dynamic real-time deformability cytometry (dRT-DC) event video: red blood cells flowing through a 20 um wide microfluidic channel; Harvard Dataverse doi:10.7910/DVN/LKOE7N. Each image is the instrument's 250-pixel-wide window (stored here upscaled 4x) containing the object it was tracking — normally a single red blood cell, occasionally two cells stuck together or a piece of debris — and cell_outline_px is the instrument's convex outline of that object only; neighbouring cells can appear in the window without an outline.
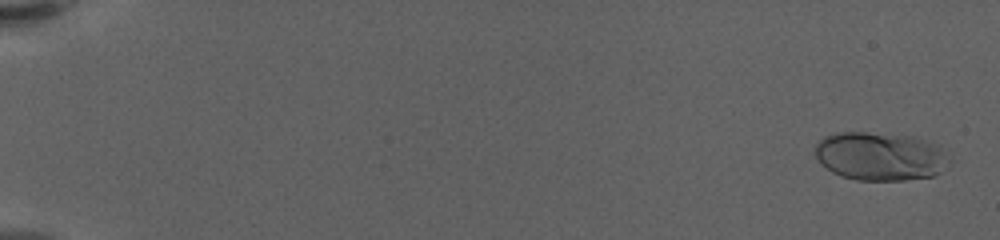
{"species": "human", "species_latin": "Homo sapiens", "temperature_condition": "warm", "stored_images_in_passage": 61, "camera_frame_rate_fps": 3000, "um_per_image_px": 0.085, "donor": {"sex": "female"}, "frame": {"image": 1, "passage_image": 2, "time_ms": 0.333, "image_size_px": [1000, 240], "cell_outline_px": [[952, 160], [948, 168], [932, 176], [904, 180], [856, 180], [840, 176], [832, 172], [812, 152], [816, 144], [824, 136], [836, 132], [864, 132], [912, 136], [936, 144]], "centroid_in_image_um": [74.83, 13.28], "position_along_channel_um": 10.2, "area_um2": 38.09}}
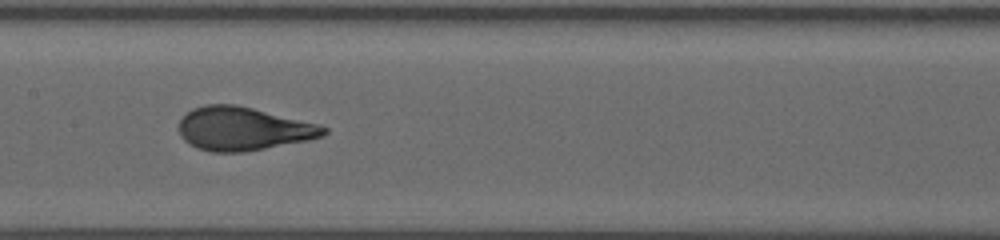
{"frame": {"image": 2, "passage_image": 33, "time_ms": 10.667, "image_size_px": [1000, 240], "cell_outline_px": [[328, 132], [324, 136], [308, 140], [244, 152], [212, 152], [196, 148], [184, 140], [180, 136], [180, 120], [192, 108], [204, 104], [236, 104], [320, 124], [328, 128]], "centroid_in_image_um": [20.68, 10.94], "position_along_channel_um": 186.7, "area_um2": 36.7}}
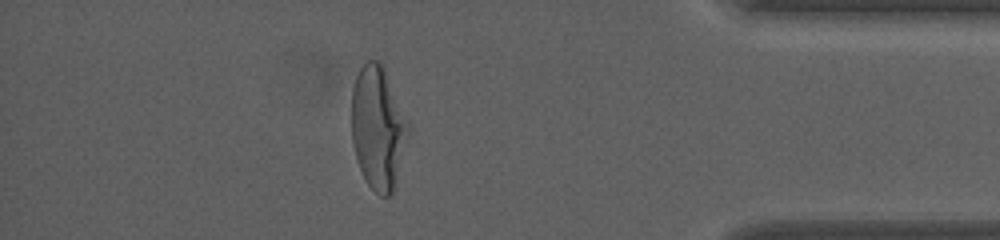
{"frame": {"image": 3, "passage_image": 54, "time_ms": 17.667, "image_size_px": [1000, 240], "cell_outline_px": [[408, 132], [396, 188], [392, 196], [380, 196], [364, 180], [356, 160], [352, 140], [352, 88], [356, 76], [360, 68], [368, 60], [380, 60], [384, 64], [408, 124]], "centroid_in_image_um": [32.12, 10.88], "position_along_channel_um": 403.1, "area_um2": 40.86}, "authors_computed_cell_mechanics": {"area_um2": 36.4718, "velocity_mm_per_s": 3.5131, "shape_relaxation_time_tau1_ms": 4.3012, "shape_relaxation_time_tau2_ms": null, "deformation_change_tau1": 0.2083, "deformation_change_tau2": null}}